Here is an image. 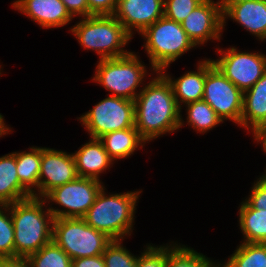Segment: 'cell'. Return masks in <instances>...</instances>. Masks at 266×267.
I'll return each mask as SVG.
<instances>
[{
	"label": "cell",
	"mask_w": 266,
	"mask_h": 267,
	"mask_svg": "<svg viewBox=\"0 0 266 267\" xmlns=\"http://www.w3.org/2000/svg\"><path fill=\"white\" fill-rule=\"evenodd\" d=\"M139 91L135 98V128L148 142L184 125L171 84L160 73ZM183 124V125H182Z\"/></svg>",
	"instance_id": "cell-1"
},
{
	"label": "cell",
	"mask_w": 266,
	"mask_h": 267,
	"mask_svg": "<svg viewBox=\"0 0 266 267\" xmlns=\"http://www.w3.org/2000/svg\"><path fill=\"white\" fill-rule=\"evenodd\" d=\"M44 198L31 196L10 204L15 257H28L52 241L54 217Z\"/></svg>",
	"instance_id": "cell-2"
},
{
	"label": "cell",
	"mask_w": 266,
	"mask_h": 267,
	"mask_svg": "<svg viewBox=\"0 0 266 267\" xmlns=\"http://www.w3.org/2000/svg\"><path fill=\"white\" fill-rule=\"evenodd\" d=\"M103 186L94 203L82 219L94 229L105 233L112 240H122L131 235L136 202L142 191L106 196Z\"/></svg>",
	"instance_id": "cell-3"
},
{
	"label": "cell",
	"mask_w": 266,
	"mask_h": 267,
	"mask_svg": "<svg viewBox=\"0 0 266 267\" xmlns=\"http://www.w3.org/2000/svg\"><path fill=\"white\" fill-rule=\"evenodd\" d=\"M71 32L80 45L96 51L99 60L122 57L130 53L123 47L131 36L113 15H92L82 18Z\"/></svg>",
	"instance_id": "cell-4"
},
{
	"label": "cell",
	"mask_w": 266,
	"mask_h": 267,
	"mask_svg": "<svg viewBox=\"0 0 266 267\" xmlns=\"http://www.w3.org/2000/svg\"><path fill=\"white\" fill-rule=\"evenodd\" d=\"M145 49L155 72L165 71L170 63L196 47L182 28L181 23L162 17L142 33Z\"/></svg>",
	"instance_id": "cell-5"
},
{
	"label": "cell",
	"mask_w": 266,
	"mask_h": 267,
	"mask_svg": "<svg viewBox=\"0 0 266 267\" xmlns=\"http://www.w3.org/2000/svg\"><path fill=\"white\" fill-rule=\"evenodd\" d=\"M52 240L72 260L102 255L113 241L105 233L89 226L82 218L54 219Z\"/></svg>",
	"instance_id": "cell-6"
},
{
	"label": "cell",
	"mask_w": 266,
	"mask_h": 267,
	"mask_svg": "<svg viewBox=\"0 0 266 267\" xmlns=\"http://www.w3.org/2000/svg\"><path fill=\"white\" fill-rule=\"evenodd\" d=\"M133 53L99 60L92 80L102 85L107 91L113 92L112 96L135 101L139 94L136 92L137 87L143 82L147 71L142 61Z\"/></svg>",
	"instance_id": "cell-7"
},
{
	"label": "cell",
	"mask_w": 266,
	"mask_h": 267,
	"mask_svg": "<svg viewBox=\"0 0 266 267\" xmlns=\"http://www.w3.org/2000/svg\"><path fill=\"white\" fill-rule=\"evenodd\" d=\"M78 119L91 138L100 139L107 133L134 127L135 104L132 100L110 94Z\"/></svg>",
	"instance_id": "cell-8"
},
{
	"label": "cell",
	"mask_w": 266,
	"mask_h": 267,
	"mask_svg": "<svg viewBox=\"0 0 266 267\" xmlns=\"http://www.w3.org/2000/svg\"><path fill=\"white\" fill-rule=\"evenodd\" d=\"M203 101L217 113L222 121L230 119L241 126L243 92L206 59V76Z\"/></svg>",
	"instance_id": "cell-9"
},
{
	"label": "cell",
	"mask_w": 266,
	"mask_h": 267,
	"mask_svg": "<svg viewBox=\"0 0 266 267\" xmlns=\"http://www.w3.org/2000/svg\"><path fill=\"white\" fill-rule=\"evenodd\" d=\"M102 187L100 180L78 177L51 190L44 200L63 206L64 210L48 208L54 219L82 218L94 203Z\"/></svg>",
	"instance_id": "cell-10"
},
{
	"label": "cell",
	"mask_w": 266,
	"mask_h": 267,
	"mask_svg": "<svg viewBox=\"0 0 266 267\" xmlns=\"http://www.w3.org/2000/svg\"><path fill=\"white\" fill-rule=\"evenodd\" d=\"M221 57L213 64L242 92L250 89L266 72V55L238 52L237 48L218 49Z\"/></svg>",
	"instance_id": "cell-11"
},
{
	"label": "cell",
	"mask_w": 266,
	"mask_h": 267,
	"mask_svg": "<svg viewBox=\"0 0 266 267\" xmlns=\"http://www.w3.org/2000/svg\"><path fill=\"white\" fill-rule=\"evenodd\" d=\"M73 154L51 148H41L38 194L44 198L51 190L78 178Z\"/></svg>",
	"instance_id": "cell-12"
},
{
	"label": "cell",
	"mask_w": 266,
	"mask_h": 267,
	"mask_svg": "<svg viewBox=\"0 0 266 267\" xmlns=\"http://www.w3.org/2000/svg\"><path fill=\"white\" fill-rule=\"evenodd\" d=\"M182 28L195 46L220 40L223 17L219 2L204 0L182 22Z\"/></svg>",
	"instance_id": "cell-13"
},
{
	"label": "cell",
	"mask_w": 266,
	"mask_h": 267,
	"mask_svg": "<svg viewBox=\"0 0 266 267\" xmlns=\"http://www.w3.org/2000/svg\"><path fill=\"white\" fill-rule=\"evenodd\" d=\"M113 16L131 36L133 29L142 33L164 16V0H117Z\"/></svg>",
	"instance_id": "cell-14"
},
{
	"label": "cell",
	"mask_w": 266,
	"mask_h": 267,
	"mask_svg": "<svg viewBox=\"0 0 266 267\" xmlns=\"http://www.w3.org/2000/svg\"><path fill=\"white\" fill-rule=\"evenodd\" d=\"M13 7L42 28L63 27L73 18L61 0H17Z\"/></svg>",
	"instance_id": "cell-15"
},
{
	"label": "cell",
	"mask_w": 266,
	"mask_h": 267,
	"mask_svg": "<svg viewBox=\"0 0 266 267\" xmlns=\"http://www.w3.org/2000/svg\"><path fill=\"white\" fill-rule=\"evenodd\" d=\"M225 19L231 18L241 24L247 31L259 38L266 39V0H250L230 5L223 13Z\"/></svg>",
	"instance_id": "cell-16"
},
{
	"label": "cell",
	"mask_w": 266,
	"mask_h": 267,
	"mask_svg": "<svg viewBox=\"0 0 266 267\" xmlns=\"http://www.w3.org/2000/svg\"><path fill=\"white\" fill-rule=\"evenodd\" d=\"M72 154L79 177L99 180V175L113 164V159L99 138H91Z\"/></svg>",
	"instance_id": "cell-17"
},
{
	"label": "cell",
	"mask_w": 266,
	"mask_h": 267,
	"mask_svg": "<svg viewBox=\"0 0 266 267\" xmlns=\"http://www.w3.org/2000/svg\"><path fill=\"white\" fill-rule=\"evenodd\" d=\"M242 126L251 128L253 135L266 126V72L250 89L243 92Z\"/></svg>",
	"instance_id": "cell-18"
},
{
	"label": "cell",
	"mask_w": 266,
	"mask_h": 267,
	"mask_svg": "<svg viewBox=\"0 0 266 267\" xmlns=\"http://www.w3.org/2000/svg\"><path fill=\"white\" fill-rule=\"evenodd\" d=\"M160 73L171 84L175 100L180 108L182 107L181 103L186 105L203 99L206 60L199 62L197 72L189 71L178 79L172 80L171 76L165 74L164 71H160Z\"/></svg>",
	"instance_id": "cell-19"
},
{
	"label": "cell",
	"mask_w": 266,
	"mask_h": 267,
	"mask_svg": "<svg viewBox=\"0 0 266 267\" xmlns=\"http://www.w3.org/2000/svg\"><path fill=\"white\" fill-rule=\"evenodd\" d=\"M20 183L16 168V152L0 157V205H9L31 197Z\"/></svg>",
	"instance_id": "cell-20"
},
{
	"label": "cell",
	"mask_w": 266,
	"mask_h": 267,
	"mask_svg": "<svg viewBox=\"0 0 266 267\" xmlns=\"http://www.w3.org/2000/svg\"><path fill=\"white\" fill-rule=\"evenodd\" d=\"M100 140L113 161L129 157L139 146L143 148L146 143L135 126L107 133Z\"/></svg>",
	"instance_id": "cell-21"
},
{
	"label": "cell",
	"mask_w": 266,
	"mask_h": 267,
	"mask_svg": "<svg viewBox=\"0 0 266 267\" xmlns=\"http://www.w3.org/2000/svg\"><path fill=\"white\" fill-rule=\"evenodd\" d=\"M239 225L246 243H266V210L253 209L246 201L239 209Z\"/></svg>",
	"instance_id": "cell-22"
},
{
	"label": "cell",
	"mask_w": 266,
	"mask_h": 267,
	"mask_svg": "<svg viewBox=\"0 0 266 267\" xmlns=\"http://www.w3.org/2000/svg\"><path fill=\"white\" fill-rule=\"evenodd\" d=\"M40 166V147H30V152H16V168L19 181L35 197L37 193L34 190L39 185Z\"/></svg>",
	"instance_id": "cell-23"
},
{
	"label": "cell",
	"mask_w": 266,
	"mask_h": 267,
	"mask_svg": "<svg viewBox=\"0 0 266 267\" xmlns=\"http://www.w3.org/2000/svg\"><path fill=\"white\" fill-rule=\"evenodd\" d=\"M220 267H266V243L242 242Z\"/></svg>",
	"instance_id": "cell-24"
},
{
	"label": "cell",
	"mask_w": 266,
	"mask_h": 267,
	"mask_svg": "<svg viewBox=\"0 0 266 267\" xmlns=\"http://www.w3.org/2000/svg\"><path fill=\"white\" fill-rule=\"evenodd\" d=\"M221 263H214L205 255L184 245H167L166 267H220Z\"/></svg>",
	"instance_id": "cell-25"
},
{
	"label": "cell",
	"mask_w": 266,
	"mask_h": 267,
	"mask_svg": "<svg viewBox=\"0 0 266 267\" xmlns=\"http://www.w3.org/2000/svg\"><path fill=\"white\" fill-rule=\"evenodd\" d=\"M187 122L194 130L206 133L223 122L210 105L201 100L186 104Z\"/></svg>",
	"instance_id": "cell-26"
},
{
	"label": "cell",
	"mask_w": 266,
	"mask_h": 267,
	"mask_svg": "<svg viewBox=\"0 0 266 267\" xmlns=\"http://www.w3.org/2000/svg\"><path fill=\"white\" fill-rule=\"evenodd\" d=\"M30 267H72V259L53 240L27 257Z\"/></svg>",
	"instance_id": "cell-27"
},
{
	"label": "cell",
	"mask_w": 266,
	"mask_h": 267,
	"mask_svg": "<svg viewBox=\"0 0 266 267\" xmlns=\"http://www.w3.org/2000/svg\"><path fill=\"white\" fill-rule=\"evenodd\" d=\"M6 211L9 214H6ZM6 257H15L14 226L10 204L0 205V258Z\"/></svg>",
	"instance_id": "cell-28"
},
{
	"label": "cell",
	"mask_w": 266,
	"mask_h": 267,
	"mask_svg": "<svg viewBox=\"0 0 266 267\" xmlns=\"http://www.w3.org/2000/svg\"><path fill=\"white\" fill-rule=\"evenodd\" d=\"M122 240H113L102 254L105 267H136L137 258L121 245Z\"/></svg>",
	"instance_id": "cell-29"
},
{
	"label": "cell",
	"mask_w": 266,
	"mask_h": 267,
	"mask_svg": "<svg viewBox=\"0 0 266 267\" xmlns=\"http://www.w3.org/2000/svg\"><path fill=\"white\" fill-rule=\"evenodd\" d=\"M204 0H164V17L181 23Z\"/></svg>",
	"instance_id": "cell-30"
},
{
	"label": "cell",
	"mask_w": 266,
	"mask_h": 267,
	"mask_svg": "<svg viewBox=\"0 0 266 267\" xmlns=\"http://www.w3.org/2000/svg\"><path fill=\"white\" fill-rule=\"evenodd\" d=\"M141 253L137 258L136 267H166L167 245L159 247L148 245Z\"/></svg>",
	"instance_id": "cell-31"
},
{
	"label": "cell",
	"mask_w": 266,
	"mask_h": 267,
	"mask_svg": "<svg viewBox=\"0 0 266 267\" xmlns=\"http://www.w3.org/2000/svg\"><path fill=\"white\" fill-rule=\"evenodd\" d=\"M245 201L256 210H266V185L257 180L251 189V193Z\"/></svg>",
	"instance_id": "cell-32"
},
{
	"label": "cell",
	"mask_w": 266,
	"mask_h": 267,
	"mask_svg": "<svg viewBox=\"0 0 266 267\" xmlns=\"http://www.w3.org/2000/svg\"><path fill=\"white\" fill-rule=\"evenodd\" d=\"M89 16L113 15L117 7V0H87Z\"/></svg>",
	"instance_id": "cell-33"
},
{
	"label": "cell",
	"mask_w": 266,
	"mask_h": 267,
	"mask_svg": "<svg viewBox=\"0 0 266 267\" xmlns=\"http://www.w3.org/2000/svg\"><path fill=\"white\" fill-rule=\"evenodd\" d=\"M67 11L74 18L76 15H80V17H88L89 16V7L87 0H61Z\"/></svg>",
	"instance_id": "cell-34"
},
{
	"label": "cell",
	"mask_w": 266,
	"mask_h": 267,
	"mask_svg": "<svg viewBox=\"0 0 266 267\" xmlns=\"http://www.w3.org/2000/svg\"><path fill=\"white\" fill-rule=\"evenodd\" d=\"M72 267H105V261L102 255L83 257L73 259Z\"/></svg>",
	"instance_id": "cell-35"
},
{
	"label": "cell",
	"mask_w": 266,
	"mask_h": 267,
	"mask_svg": "<svg viewBox=\"0 0 266 267\" xmlns=\"http://www.w3.org/2000/svg\"><path fill=\"white\" fill-rule=\"evenodd\" d=\"M0 267H30L26 257L0 258Z\"/></svg>",
	"instance_id": "cell-36"
},
{
	"label": "cell",
	"mask_w": 266,
	"mask_h": 267,
	"mask_svg": "<svg viewBox=\"0 0 266 267\" xmlns=\"http://www.w3.org/2000/svg\"><path fill=\"white\" fill-rule=\"evenodd\" d=\"M254 140H257V142H261V146L263 147V150L266 152V126L259 129L254 134Z\"/></svg>",
	"instance_id": "cell-37"
},
{
	"label": "cell",
	"mask_w": 266,
	"mask_h": 267,
	"mask_svg": "<svg viewBox=\"0 0 266 267\" xmlns=\"http://www.w3.org/2000/svg\"><path fill=\"white\" fill-rule=\"evenodd\" d=\"M222 13L232 4L250 0H218Z\"/></svg>",
	"instance_id": "cell-38"
},
{
	"label": "cell",
	"mask_w": 266,
	"mask_h": 267,
	"mask_svg": "<svg viewBox=\"0 0 266 267\" xmlns=\"http://www.w3.org/2000/svg\"><path fill=\"white\" fill-rule=\"evenodd\" d=\"M5 125L4 123V118L3 116L0 114V137L6 134H9V132L11 133L10 128ZM10 130V131H9Z\"/></svg>",
	"instance_id": "cell-39"
},
{
	"label": "cell",
	"mask_w": 266,
	"mask_h": 267,
	"mask_svg": "<svg viewBox=\"0 0 266 267\" xmlns=\"http://www.w3.org/2000/svg\"><path fill=\"white\" fill-rule=\"evenodd\" d=\"M258 180L261 181L264 185H266V173L262 175Z\"/></svg>",
	"instance_id": "cell-40"
}]
</instances>
